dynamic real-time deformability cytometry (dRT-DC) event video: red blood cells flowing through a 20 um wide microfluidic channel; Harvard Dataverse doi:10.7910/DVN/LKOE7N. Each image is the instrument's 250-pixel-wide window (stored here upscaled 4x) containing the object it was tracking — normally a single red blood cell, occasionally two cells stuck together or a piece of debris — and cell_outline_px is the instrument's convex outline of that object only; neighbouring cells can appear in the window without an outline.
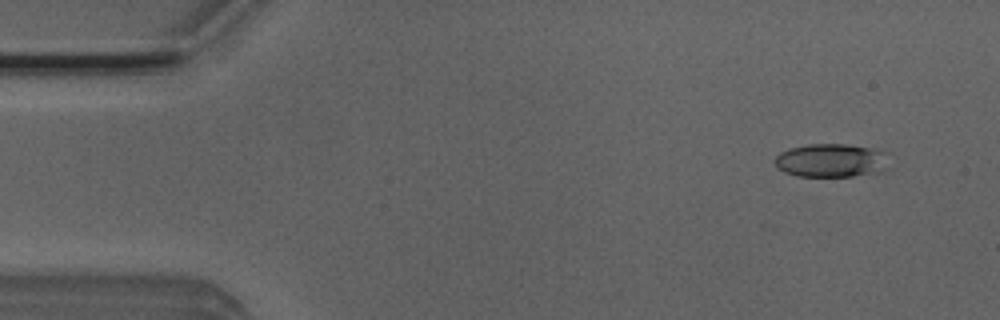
{"species": "Egyptian fruit bat (a non-hibernating species)", "species_latin": "Rousettus aegyptiacus", "temperature_condition": "room temperature", "stored_images_in_passage": 4, "camera_frame_rate_fps": 3000, "um_per_image_px": 0.085, "animal": {"sex": "male"}, "frame": {"image": 1, "passage_image": 1, "time_ms": 0.0, "image_size_px": [1000, 320], "cell_outline_px": [[892, 152], [880, 172], [852, 176], [796, 176], [784, 172], [772, 160], [780, 152], [788, 148], [808, 144], [844, 144]], "centroid_in_image_um": [70.64, 13.63], "position_along_channel_um": 14.4, "area_um2": 22.37}}